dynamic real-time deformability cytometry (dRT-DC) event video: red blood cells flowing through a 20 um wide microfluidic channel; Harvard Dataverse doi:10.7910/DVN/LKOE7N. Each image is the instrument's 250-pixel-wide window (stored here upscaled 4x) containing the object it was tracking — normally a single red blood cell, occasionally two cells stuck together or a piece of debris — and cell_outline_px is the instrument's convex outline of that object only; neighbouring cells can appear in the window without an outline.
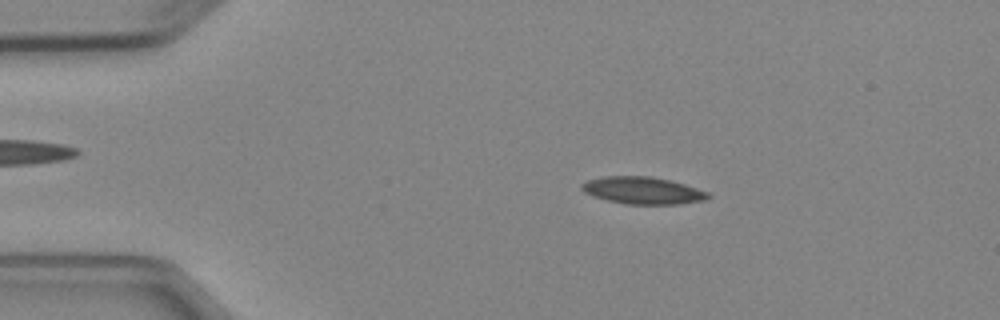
{"species": "Egyptian fruit bat (a non-hibernating species)", "species_latin": "Rousettus aegyptiacus", "temperature_condition": "cold", "stored_images_in_passage": 4, "camera_frame_rate_fps": 3000, "um_per_image_px": 0.085, "animal": {"sex": "female"}, "frame": {"image": 1, "passage_image": 2, "time_ms": 1.333, "image_size_px": [1000, 320], "cell_outline_px": [[712, 196], [704, 200], [680, 204], [624, 204], [592, 196], [584, 192], [580, 188], [580, 184], [588, 180], [604, 176], [652, 176], [684, 184], [708, 192]], "centroid_in_image_um": [54.61, 16.19], "position_along_channel_um": 30.4, "area_um2": 20.0}}
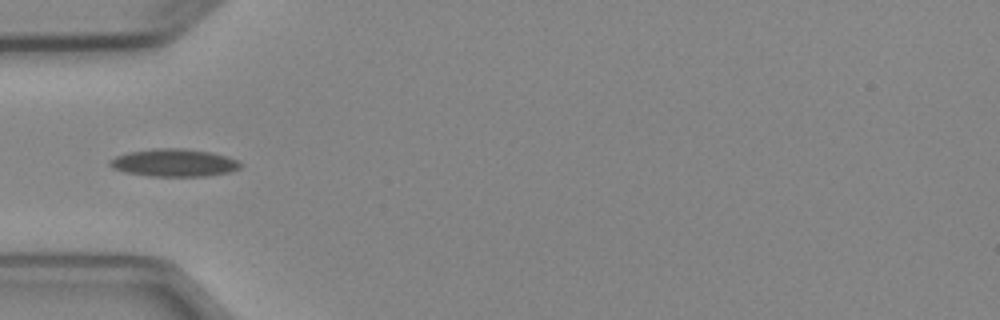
{"frame": {"image": 2, "passage_image": 4, "time_ms": 3.667, "image_size_px": [1000, 320], "cell_outline_px": [[244, 164], [240, 168], [232, 172], [204, 176], [148, 176], [124, 172], [112, 168], [108, 164], [108, 160], [116, 156], [128, 152], [152, 148], [184, 148], [212, 152], [228, 156]], "centroid_in_image_um": [14.8, 13.83], "position_along_channel_um": 70.2, "area_um2": 21.39}}